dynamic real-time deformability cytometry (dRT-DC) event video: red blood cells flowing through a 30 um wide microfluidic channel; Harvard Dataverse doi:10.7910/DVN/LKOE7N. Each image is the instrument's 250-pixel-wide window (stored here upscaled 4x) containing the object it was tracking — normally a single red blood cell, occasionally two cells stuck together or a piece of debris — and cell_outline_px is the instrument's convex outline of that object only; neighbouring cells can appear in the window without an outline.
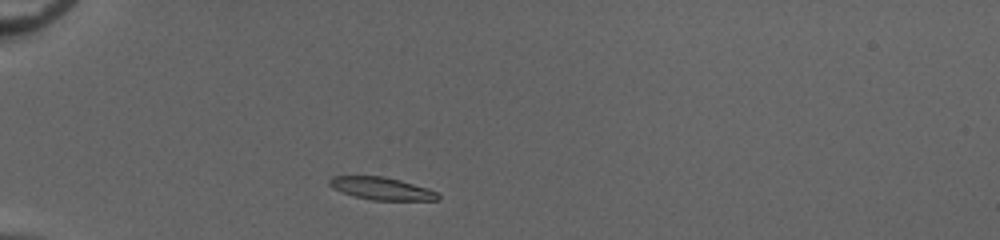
{"species": "common noctule bat (a hibernating species)", "species_latin": "Nyctalus noctula", "temperature_condition": "cold", "stored_images_in_passage": 38, "camera_frame_rate_fps": 3000, "um_per_image_px": 0.085, "animal": {"sex": "female", "body_mass_g": 20.0, "forearm_length_mm": 54.0}, "frame": {"image": 1, "passage_image": 2, "time_ms": 0.333, "image_size_px": [1000, 240], "cell_outline_px": [[440, 200], [372, 200], [352, 196], [340, 192], [332, 188], [328, 184], [328, 180], [332, 176], [384, 176], [400, 180], [428, 188], [436, 192], [440, 196]], "centroid_in_image_um": [32.39, 16.02], "position_along_channel_um": 52.6, "area_um2": 14.39}}
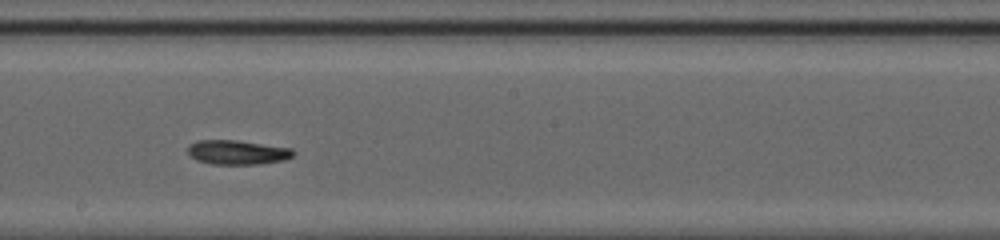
{"frame": {"image": 2, "passage_image": 17, "time_ms": 5.333, "image_size_px": [1000, 240], "cell_outline_px": [[296, 152], [292, 156], [284, 160], [256, 164], [212, 164], [196, 160], [188, 152], [188, 144], [196, 140], [240, 140], [292, 148]], "centroid_in_image_um": [20.18, 12.93], "position_along_channel_um": 228.0, "area_um2": 15.09}}
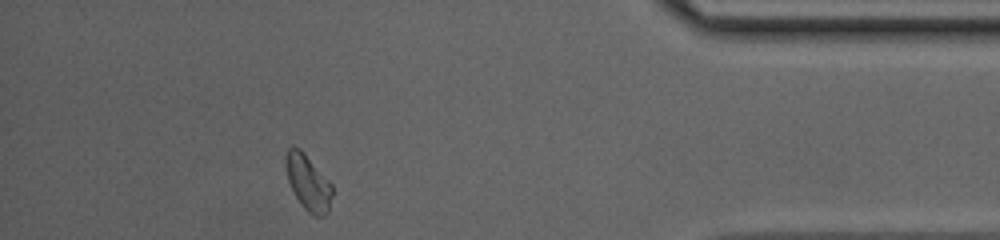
{"frame": {"image": 3, "passage_image": 33, "time_ms": 10.667, "image_size_px": [1000, 240], "cell_outline_px": [[332, 196], [328, 212], [324, 216], [312, 216], [300, 204], [288, 180], [284, 164], [284, 156], [288, 148], [292, 144], [300, 148], [304, 152], [332, 184]], "centroid_in_image_um": [26.17, 15.48], "position_along_channel_um": 409.0, "area_um2": 15.26}, "authors_computed_cell_mechanics": {"area_um2": 15.0569, "velocity_mm_per_s": 4.0506, "shape_relaxation_time_tau1_ms": 3.5265, "shape_relaxation_time_tau2_ms": null, "deformation_change_tau1": 0.1219, "deformation_change_tau2": null}}